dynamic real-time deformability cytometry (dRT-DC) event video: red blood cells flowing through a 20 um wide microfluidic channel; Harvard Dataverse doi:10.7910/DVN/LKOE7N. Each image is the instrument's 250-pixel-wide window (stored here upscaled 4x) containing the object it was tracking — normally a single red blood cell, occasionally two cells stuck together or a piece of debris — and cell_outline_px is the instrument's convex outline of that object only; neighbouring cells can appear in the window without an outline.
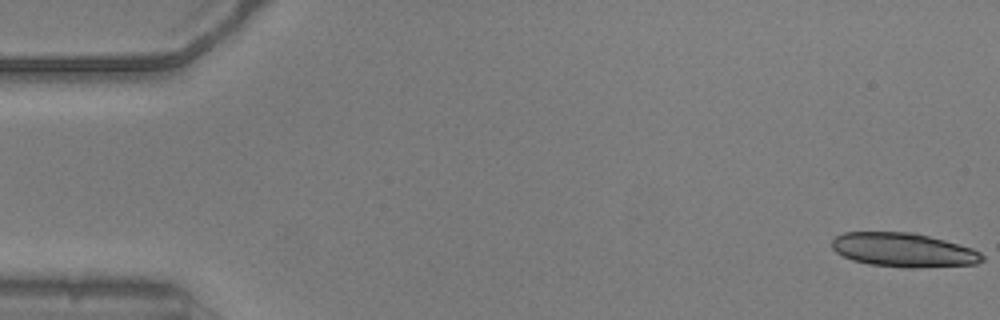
{"species": "common noctule bat (a hibernating species)", "species_latin": "Nyctalus noctula", "temperature_condition": "warm", "stored_images_in_passage": 38, "camera_frame_rate_fps": 3000, "um_per_image_px": 0.085, "animal": {"sex": "male", "body_mass_g": 20.5, "forearm_length_mm": 52.5}, "frame": {"image": 1, "passage_image": 1, "time_ms": 0.0, "image_size_px": [1000, 320], "cell_outline_px": [[984, 260], [976, 264], [912, 268], [904, 268], [868, 264], [852, 260], [836, 252], [832, 248], [832, 240], [836, 236], [844, 232], [916, 232], [972, 248], [980, 252], [984, 256]], "centroid_in_image_um": [76.8, 21.25], "position_along_channel_um": 8.2, "area_um2": 29.94}}
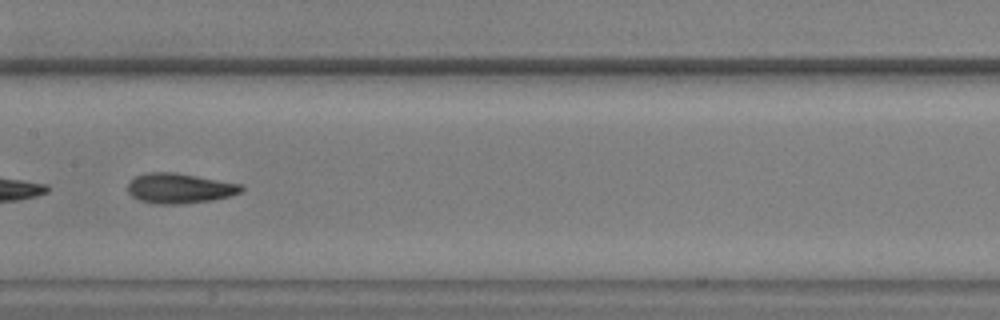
{"frame": {"image": 2, "passage_image": 27, "time_ms": 8.667, "image_size_px": [1000, 320], "cell_outline_px": [[244, 188], [240, 192], [228, 196], [212, 200], [180, 204], [156, 204], [140, 200], [132, 196], [128, 192], [128, 184], [136, 176], [148, 172], [172, 172], [196, 176], [240, 184]], "centroid_in_image_um": [15.23, 16.01], "position_along_channel_um": 192.2, "area_um2": 19.59}}